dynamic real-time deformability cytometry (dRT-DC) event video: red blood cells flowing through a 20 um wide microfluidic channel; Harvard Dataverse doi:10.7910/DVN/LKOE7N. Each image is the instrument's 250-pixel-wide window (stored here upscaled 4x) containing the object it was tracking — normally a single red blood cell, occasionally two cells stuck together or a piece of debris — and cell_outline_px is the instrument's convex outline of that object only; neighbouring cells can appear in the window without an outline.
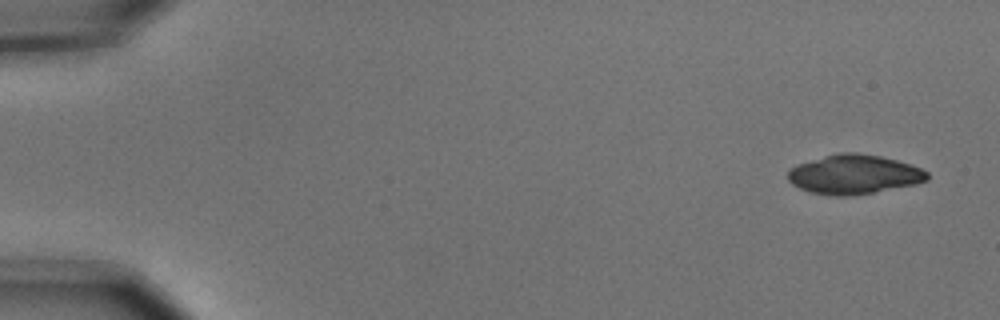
{"species": "common noctule bat (a hibernating species)", "species_latin": "Nyctalus noctula", "temperature_condition": "cold", "stored_images_in_passage": 4, "camera_frame_rate_fps": 3000, "um_per_image_px": 0.085, "animal": {"sex": "male", "body_mass_g": 15.6}, "frame": {"image": 1, "passage_image": 1, "time_ms": 0.0, "image_size_px": [1000, 320], "cell_outline_px": [[928, 180], [916, 184], [852, 196], [836, 196], [812, 192], [800, 188], [792, 184], [788, 180], [788, 168], [796, 164], [824, 156], [840, 152], [856, 152], [880, 156], [912, 164], [928, 172]], "centroid_in_image_um": [72.58, 14.82], "position_along_channel_um": 12.4, "area_um2": 31.96}}